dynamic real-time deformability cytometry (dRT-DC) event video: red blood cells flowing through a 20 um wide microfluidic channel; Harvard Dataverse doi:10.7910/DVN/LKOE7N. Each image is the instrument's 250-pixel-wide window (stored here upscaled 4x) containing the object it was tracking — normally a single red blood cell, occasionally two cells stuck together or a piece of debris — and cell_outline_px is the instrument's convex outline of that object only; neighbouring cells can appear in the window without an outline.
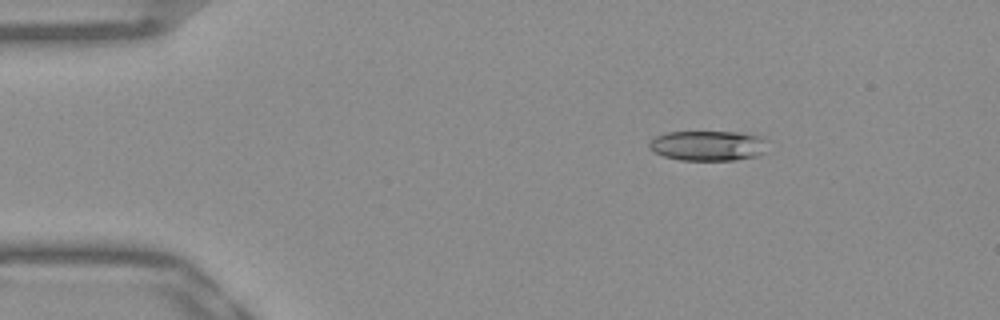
{"species": "Egyptian fruit bat (a non-hibernating species)", "species_latin": "Rousettus aegyptiacus", "temperature_condition": "warm", "stored_images_in_passage": 45, "camera_frame_rate_fps": 3000, "um_per_image_px": 0.085, "frame": {"image": 1, "passage_image": 1, "time_ms": 0.0, "image_size_px": [1000, 320], "cell_outline_px": [[768, 152], [756, 156], [736, 160], [680, 160], [664, 156], [656, 152], [648, 144], [656, 136], [668, 132], [740, 132], [764, 136], [768, 140]], "centroid_in_image_um": [60.31, 12.38], "position_along_channel_um": 24.7, "area_um2": 21.04}}
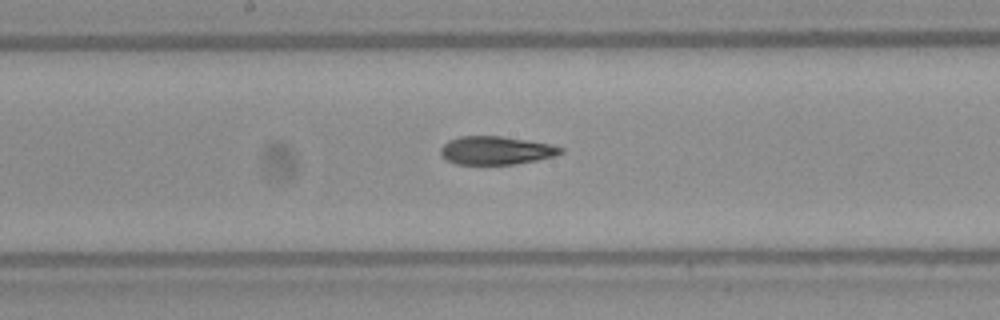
{"frame": {"image": 2, "passage_image": 20, "time_ms": 6.333, "image_size_px": [1000, 320], "cell_outline_px": [[564, 152], [556, 156], [516, 164], [456, 164], [440, 156], [440, 148], [448, 140], [460, 136], [500, 136], [548, 144], [564, 148]], "centroid_in_image_um": [42.14, 12.79], "position_along_channel_um": 206.1, "area_um2": 19.71}}
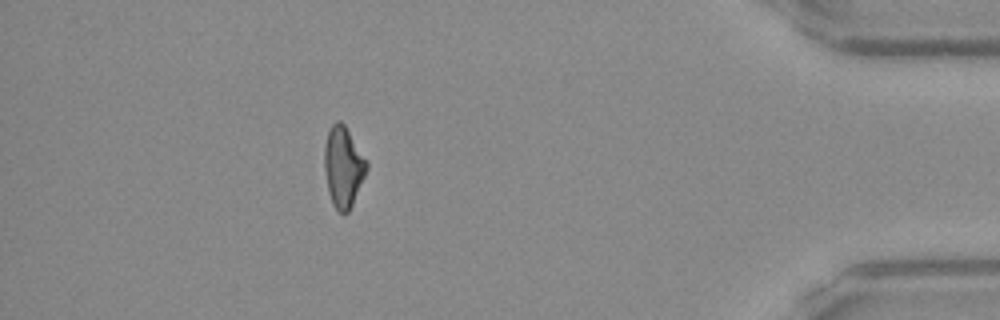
{"frame": {"image": 3, "passage_image": 39, "time_ms": 12.667, "image_size_px": [1000, 320], "cell_outline_px": [[368, 168], [352, 204], [348, 212], [340, 212], [332, 204], [328, 192], [324, 168], [324, 144], [328, 132], [332, 124], [336, 120], [340, 120], [344, 124], [368, 164]], "centroid_in_image_um": [29.15, 14.17], "position_along_channel_um": 406.1, "area_um2": 19.54}, "authors_computed_cell_mechanics": {"area_um2": 20.2878, "velocity_mm_per_s": 3.9359, "shape_relaxation_time_tau1_ms": null, "shape_relaxation_time_tau2_ms": 4.0396, "deformation_change_tau1": null, "deformation_change_tau2": 0.133}}